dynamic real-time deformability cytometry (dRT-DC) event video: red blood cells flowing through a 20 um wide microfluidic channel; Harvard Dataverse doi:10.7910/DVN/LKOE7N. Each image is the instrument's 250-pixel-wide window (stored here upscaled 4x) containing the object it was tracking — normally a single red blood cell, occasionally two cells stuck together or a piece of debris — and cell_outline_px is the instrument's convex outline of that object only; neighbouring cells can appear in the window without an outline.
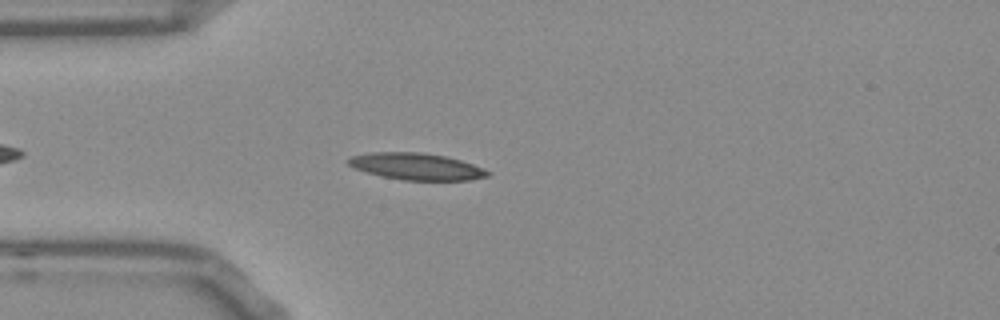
{"species": "Egyptian fruit bat (a non-hibernating species)", "species_latin": "Rousettus aegyptiacus", "temperature_condition": "room temperature", "stored_images_in_passage": 45, "camera_frame_rate_fps": 3000, "um_per_image_px": 0.085, "frame": {"image": 1, "passage_image": 6, "time_ms": 1.667, "image_size_px": [1000, 320], "cell_outline_px": [[492, 172], [488, 176], [468, 180], [404, 180], [380, 176], [356, 168], [348, 164], [348, 160], [352, 156], [372, 152], [424, 152], [448, 156], [484, 168]], "centroid_in_image_um": [35.44, 14.14], "position_along_channel_um": 49.6, "area_um2": 21.68}}
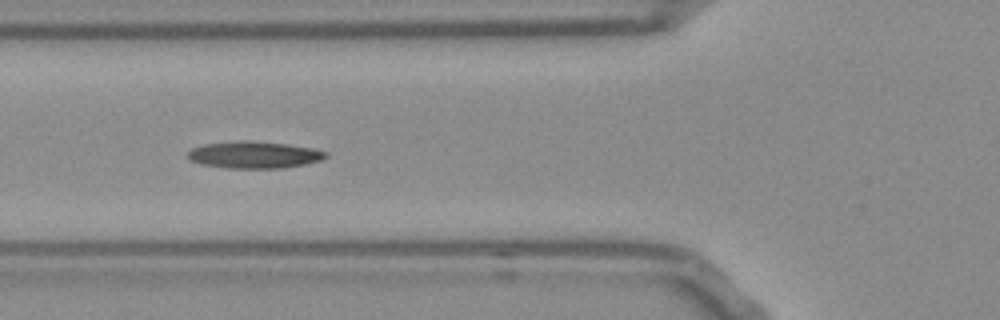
{"frame": {"image": 2, "passage_image": 11, "time_ms": 3.333, "image_size_px": [1000, 320], "cell_outline_px": [[328, 156], [320, 160], [304, 164], [284, 168], [228, 168], [200, 164], [192, 160], [188, 156], [188, 152], [192, 148], [204, 144], [244, 140], [248, 140], [284, 144], [312, 148], [328, 152]], "centroid_in_image_um": [21.61, 13.16], "position_along_channel_um": 104.2, "area_um2": 21.44}}
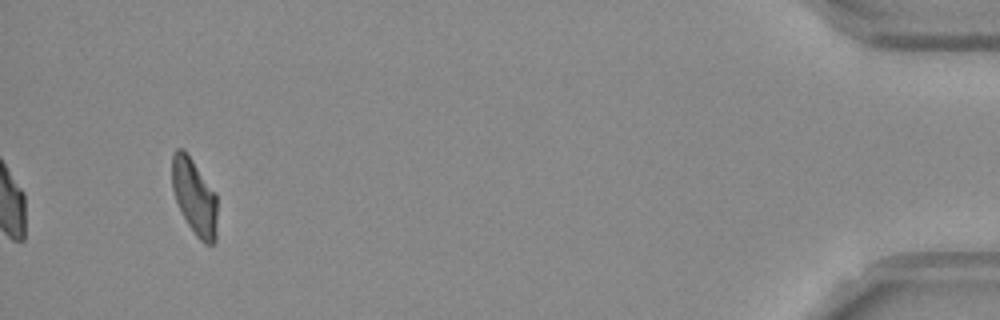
{"frame": {"image": 3, "passage_image": 42, "time_ms": 13.667, "image_size_px": [1000, 320], "cell_outline_px": [[216, 240], [212, 244], [204, 244], [196, 236], [188, 224], [176, 200], [172, 188], [172, 156], [176, 148], [180, 148], [192, 160], [216, 192]], "centroid_in_image_um": [16.53, 16.75], "position_along_channel_um": 418.7, "area_um2": 19.71}, "authors_computed_cell_mechanics": {"area_um2": 20.7502, "velocity_mm_per_s": 3.811, "shape_relaxation_time_tau1_ms": null, "shape_relaxation_time_tau2_ms": 4.2824, "deformation_change_tau1": null, "deformation_change_tau2": 0.1333}}